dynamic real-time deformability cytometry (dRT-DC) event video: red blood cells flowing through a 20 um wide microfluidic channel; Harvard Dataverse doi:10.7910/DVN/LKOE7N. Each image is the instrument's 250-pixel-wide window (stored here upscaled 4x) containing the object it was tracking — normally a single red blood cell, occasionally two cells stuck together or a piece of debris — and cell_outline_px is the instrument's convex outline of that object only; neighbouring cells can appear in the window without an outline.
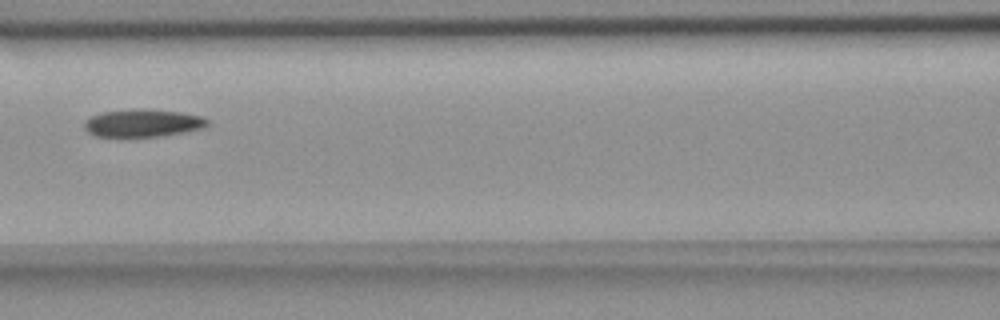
{"species": "common noctule bat (a hibernating species)", "species_latin": "Nyctalus noctula", "temperature_condition": "room temperature", "stored_images_in_passage": 9, "camera_frame_rate_fps": 3000, "um_per_image_px": 0.085, "animal": {"sex": "female", "body_mass_g": 18.4}, "frame": {"image": 1, "passage_image": 9, "time_ms": 10.667, "image_size_px": [1000, 320], "cell_outline_px": [[208, 124], [200, 128], [160, 136], [124, 140], [120, 140], [96, 136], [88, 132], [84, 128], [84, 120], [100, 112], [180, 112], [200, 116], [208, 120]], "centroid_in_image_um": [12.01, 10.57], "position_along_channel_um": 154.6, "area_um2": 19.36}}